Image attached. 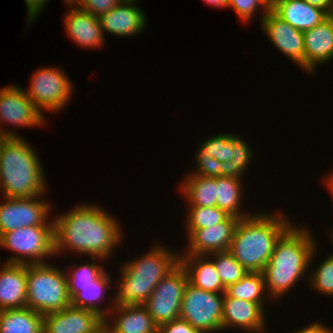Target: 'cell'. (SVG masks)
Segmentation results:
<instances>
[{
  "instance_id": "cell-1",
  "label": "cell",
  "mask_w": 333,
  "mask_h": 333,
  "mask_svg": "<svg viewBox=\"0 0 333 333\" xmlns=\"http://www.w3.org/2000/svg\"><path fill=\"white\" fill-rule=\"evenodd\" d=\"M53 220L57 256L71 252L110 260L124 240L119 220L97 204H77Z\"/></svg>"
},
{
  "instance_id": "cell-2",
  "label": "cell",
  "mask_w": 333,
  "mask_h": 333,
  "mask_svg": "<svg viewBox=\"0 0 333 333\" xmlns=\"http://www.w3.org/2000/svg\"><path fill=\"white\" fill-rule=\"evenodd\" d=\"M310 230L293 223L277 240L262 272L268 298L272 302L283 299L304 276L308 279V269L315 262L313 258L317 256L318 250V243Z\"/></svg>"
},
{
  "instance_id": "cell-3",
  "label": "cell",
  "mask_w": 333,
  "mask_h": 333,
  "mask_svg": "<svg viewBox=\"0 0 333 333\" xmlns=\"http://www.w3.org/2000/svg\"><path fill=\"white\" fill-rule=\"evenodd\" d=\"M280 212H255L237 223L228 251L247 272H263L277 240L295 222Z\"/></svg>"
},
{
  "instance_id": "cell-4",
  "label": "cell",
  "mask_w": 333,
  "mask_h": 333,
  "mask_svg": "<svg viewBox=\"0 0 333 333\" xmlns=\"http://www.w3.org/2000/svg\"><path fill=\"white\" fill-rule=\"evenodd\" d=\"M160 245L151 247L136 259L119 265L120 280L113 295V305H143L157 284L180 263V254Z\"/></svg>"
},
{
  "instance_id": "cell-5",
  "label": "cell",
  "mask_w": 333,
  "mask_h": 333,
  "mask_svg": "<svg viewBox=\"0 0 333 333\" xmlns=\"http://www.w3.org/2000/svg\"><path fill=\"white\" fill-rule=\"evenodd\" d=\"M41 158L25 138L7 137L0 149V190L2 197L44 196L48 182Z\"/></svg>"
},
{
  "instance_id": "cell-6",
  "label": "cell",
  "mask_w": 333,
  "mask_h": 333,
  "mask_svg": "<svg viewBox=\"0 0 333 333\" xmlns=\"http://www.w3.org/2000/svg\"><path fill=\"white\" fill-rule=\"evenodd\" d=\"M48 262L26 264V307L46 315L71 304L65 269Z\"/></svg>"
},
{
  "instance_id": "cell-7",
  "label": "cell",
  "mask_w": 333,
  "mask_h": 333,
  "mask_svg": "<svg viewBox=\"0 0 333 333\" xmlns=\"http://www.w3.org/2000/svg\"><path fill=\"white\" fill-rule=\"evenodd\" d=\"M0 247L15 254L8 257L6 263H46L50 257H55L54 226L22 227L4 233Z\"/></svg>"
},
{
  "instance_id": "cell-8",
  "label": "cell",
  "mask_w": 333,
  "mask_h": 333,
  "mask_svg": "<svg viewBox=\"0 0 333 333\" xmlns=\"http://www.w3.org/2000/svg\"><path fill=\"white\" fill-rule=\"evenodd\" d=\"M28 90L24 89L27 97L42 112L57 113L65 109L72 97L73 83L67 74L56 67H41L33 72Z\"/></svg>"
},
{
  "instance_id": "cell-9",
  "label": "cell",
  "mask_w": 333,
  "mask_h": 333,
  "mask_svg": "<svg viewBox=\"0 0 333 333\" xmlns=\"http://www.w3.org/2000/svg\"><path fill=\"white\" fill-rule=\"evenodd\" d=\"M224 293H213L187 283L180 307V318L201 333L222 331Z\"/></svg>"
},
{
  "instance_id": "cell-10",
  "label": "cell",
  "mask_w": 333,
  "mask_h": 333,
  "mask_svg": "<svg viewBox=\"0 0 333 333\" xmlns=\"http://www.w3.org/2000/svg\"><path fill=\"white\" fill-rule=\"evenodd\" d=\"M187 283V273L179 263L157 284L143 304L158 327L180 318L181 301Z\"/></svg>"
},
{
  "instance_id": "cell-11",
  "label": "cell",
  "mask_w": 333,
  "mask_h": 333,
  "mask_svg": "<svg viewBox=\"0 0 333 333\" xmlns=\"http://www.w3.org/2000/svg\"><path fill=\"white\" fill-rule=\"evenodd\" d=\"M41 197H3L4 202L0 204V237L22 227L54 226V220L50 216L53 205Z\"/></svg>"
},
{
  "instance_id": "cell-12",
  "label": "cell",
  "mask_w": 333,
  "mask_h": 333,
  "mask_svg": "<svg viewBox=\"0 0 333 333\" xmlns=\"http://www.w3.org/2000/svg\"><path fill=\"white\" fill-rule=\"evenodd\" d=\"M45 115L27 97L25 91L17 84L3 86L0 89V130L8 137H21L12 129L3 128L2 124L17 127H42ZM2 126V127H1Z\"/></svg>"
},
{
  "instance_id": "cell-13",
  "label": "cell",
  "mask_w": 333,
  "mask_h": 333,
  "mask_svg": "<svg viewBox=\"0 0 333 333\" xmlns=\"http://www.w3.org/2000/svg\"><path fill=\"white\" fill-rule=\"evenodd\" d=\"M270 43L305 71L304 32L292 27L271 9L260 22Z\"/></svg>"
},
{
  "instance_id": "cell-14",
  "label": "cell",
  "mask_w": 333,
  "mask_h": 333,
  "mask_svg": "<svg viewBox=\"0 0 333 333\" xmlns=\"http://www.w3.org/2000/svg\"><path fill=\"white\" fill-rule=\"evenodd\" d=\"M265 302H249L224 293L222 330L241 329L245 333H265ZM247 331V332H246Z\"/></svg>"
},
{
  "instance_id": "cell-15",
  "label": "cell",
  "mask_w": 333,
  "mask_h": 333,
  "mask_svg": "<svg viewBox=\"0 0 333 333\" xmlns=\"http://www.w3.org/2000/svg\"><path fill=\"white\" fill-rule=\"evenodd\" d=\"M239 218L229 215L224 221L208 228L194 230L188 237L185 251L180 256L209 255L228 251Z\"/></svg>"
},
{
  "instance_id": "cell-16",
  "label": "cell",
  "mask_w": 333,
  "mask_h": 333,
  "mask_svg": "<svg viewBox=\"0 0 333 333\" xmlns=\"http://www.w3.org/2000/svg\"><path fill=\"white\" fill-rule=\"evenodd\" d=\"M104 320L98 313L69 305L43 316V333H88Z\"/></svg>"
},
{
  "instance_id": "cell-17",
  "label": "cell",
  "mask_w": 333,
  "mask_h": 333,
  "mask_svg": "<svg viewBox=\"0 0 333 333\" xmlns=\"http://www.w3.org/2000/svg\"><path fill=\"white\" fill-rule=\"evenodd\" d=\"M68 10L63 19L66 35L81 48L99 49L104 46L106 38L99 18L79 7H69Z\"/></svg>"
},
{
  "instance_id": "cell-18",
  "label": "cell",
  "mask_w": 333,
  "mask_h": 333,
  "mask_svg": "<svg viewBox=\"0 0 333 333\" xmlns=\"http://www.w3.org/2000/svg\"><path fill=\"white\" fill-rule=\"evenodd\" d=\"M134 1H121L115 8L99 17L105 34L128 37L141 33L146 28L147 16Z\"/></svg>"
},
{
  "instance_id": "cell-19",
  "label": "cell",
  "mask_w": 333,
  "mask_h": 333,
  "mask_svg": "<svg viewBox=\"0 0 333 333\" xmlns=\"http://www.w3.org/2000/svg\"><path fill=\"white\" fill-rule=\"evenodd\" d=\"M305 72L313 74L320 64L333 59V22L327 17L320 24L304 31Z\"/></svg>"
},
{
  "instance_id": "cell-20",
  "label": "cell",
  "mask_w": 333,
  "mask_h": 333,
  "mask_svg": "<svg viewBox=\"0 0 333 333\" xmlns=\"http://www.w3.org/2000/svg\"><path fill=\"white\" fill-rule=\"evenodd\" d=\"M104 320L109 333H158V326L143 305L114 306Z\"/></svg>"
},
{
  "instance_id": "cell-21",
  "label": "cell",
  "mask_w": 333,
  "mask_h": 333,
  "mask_svg": "<svg viewBox=\"0 0 333 333\" xmlns=\"http://www.w3.org/2000/svg\"><path fill=\"white\" fill-rule=\"evenodd\" d=\"M26 264H0V311L26 307Z\"/></svg>"
},
{
  "instance_id": "cell-22",
  "label": "cell",
  "mask_w": 333,
  "mask_h": 333,
  "mask_svg": "<svg viewBox=\"0 0 333 333\" xmlns=\"http://www.w3.org/2000/svg\"><path fill=\"white\" fill-rule=\"evenodd\" d=\"M270 9L282 20L300 31H306L320 24L328 13L304 0H276Z\"/></svg>"
},
{
  "instance_id": "cell-23",
  "label": "cell",
  "mask_w": 333,
  "mask_h": 333,
  "mask_svg": "<svg viewBox=\"0 0 333 333\" xmlns=\"http://www.w3.org/2000/svg\"><path fill=\"white\" fill-rule=\"evenodd\" d=\"M111 277L109 272L105 270L95 281L91 282V285L68 286L71 305L94 311L105 318L114 307L113 301L105 306L100 304L105 299V295L111 286H114Z\"/></svg>"
},
{
  "instance_id": "cell-24",
  "label": "cell",
  "mask_w": 333,
  "mask_h": 333,
  "mask_svg": "<svg viewBox=\"0 0 333 333\" xmlns=\"http://www.w3.org/2000/svg\"><path fill=\"white\" fill-rule=\"evenodd\" d=\"M188 282L193 286L213 293H225L213 260L208 255L180 256Z\"/></svg>"
},
{
  "instance_id": "cell-25",
  "label": "cell",
  "mask_w": 333,
  "mask_h": 333,
  "mask_svg": "<svg viewBox=\"0 0 333 333\" xmlns=\"http://www.w3.org/2000/svg\"><path fill=\"white\" fill-rule=\"evenodd\" d=\"M180 193L188 206L214 207L217 201V178L188 174L182 179Z\"/></svg>"
},
{
  "instance_id": "cell-26",
  "label": "cell",
  "mask_w": 333,
  "mask_h": 333,
  "mask_svg": "<svg viewBox=\"0 0 333 333\" xmlns=\"http://www.w3.org/2000/svg\"><path fill=\"white\" fill-rule=\"evenodd\" d=\"M0 333H43V315L28 307L1 310Z\"/></svg>"
},
{
  "instance_id": "cell-27",
  "label": "cell",
  "mask_w": 333,
  "mask_h": 333,
  "mask_svg": "<svg viewBox=\"0 0 333 333\" xmlns=\"http://www.w3.org/2000/svg\"><path fill=\"white\" fill-rule=\"evenodd\" d=\"M242 180L235 177H217V201L216 206L224 210L228 215L239 219L249 217L247 211L241 209L244 186ZM243 211V212H242Z\"/></svg>"
},
{
  "instance_id": "cell-28",
  "label": "cell",
  "mask_w": 333,
  "mask_h": 333,
  "mask_svg": "<svg viewBox=\"0 0 333 333\" xmlns=\"http://www.w3.org/2000/svg\"><path fill=\"white\" fill-rule=\"evenodd\" d=\"M265 280L262 272H247L237 283L228 286L225 294L228 297L249 302H265Z\"/></svg>"
},
{
  "instance_id": "cell-29",
  "label": "cell",
  "mask_w": 333,
  "mask_h": 333,
  "mask_svg": "<svg viewBox=\"0 0 333 333\" xmlns=\"http://www.w3.org/2000/svg\"><path fill=\"white\" fill-rule=\"evenodd\" d=\"M194 157V164L196 165V168L195 170L193 169V171L189 172V174L211 178L226 176L243 180L242 178L245 172L237 165L230 163V161L220 162L217 159L207 155Z\"/></svg>"
},
{
  "instance_id": "cell-30",
  "label": "cell",
  "mask_w": 333,
  "mask_h": 333,
  "mask_svg": "<svg viewBox=\"0 0 333 333\" xmlns=\"http://www.w3.org/2000/svg\"><path fill=\"white\" fill-rule=\"evenodd\" d=\"M186 212V221L184 227L186 228L187 237L197 229L208 228L212 225L224 221L229 215L214 207H200V206H188Z\"/></svg>"
},
{
  "instance_id": "cell-31",
  "label": "cell",
  "mask_w": 333,
  "mask_h": 333,
  "mask_svg": "<svg viewBox=\"0 0 333 333\" xmlns=\"http://www.w3.org/2000/svg\"><path fill=\"white\" fill-rule=\"evenodd\" d=\"M214 262L217 273L225 288L237 283L247 273L246 269L229 251H221L208 255Z\"/></svg>"
},
{
  "instance_id": "cell-32",
  "label": "cell",
  "mask_w": 333,
  "mask_h": 333,
  "mask_svg": "<svg viewBox=\"0 0 333 333\" xmlns=\"http://www.w3.org/2000/svg\"><path fill=\"white\" fill-rule=\"evenodd\" d=\"M206 155L220 162L230 161L233 158V133H219L201 142L195 156Z\"/></svg>"
},
{
  "instance_id": "cell-33",
  "label": "cell",
  "mask_w": 333,
  "mask_h": 333,
  "mask_svg": "<svg viewBox=\"0 0 333 333\" xmlns=\"http://www.w3.org/2000/svg\"><path fill=\"white\" fill-rule=\"evenodd\" d=\"M103 261L99 257H91V261L74 265L65 271L67 277V286H87L95 281L106 269L104 265L97 264L96 260ZM68 271V272H67Z\"/></svg>"
},
{
  "instance_id": "cell-34",
  "label": "cell",
  "mask_w": 333,
  "mask_h": 333,
  "mask_svg": "<svg viewBox=\"0 0 333 333\" xmlns=\"http://www.w3.org/2000/svg\"><path fill=\"white\" fill-rule=\"evenodd\" d=\"M329 254L309 272L307 280L311 289L327 297L333 296V254Z\"/></svg>"
},
{
  "instance_id": "cell-35",
  "label": "cell",
  "mask_w": 333,
  "mask_h": 333,
  "mask_svg": "<svg viewBox=\"0 0 333 333\" xmlns=\"http://www.w3.org/2000/svg\"><path fill=\"white\" fill-rule=\"evenodd\" d=\"M229 8L235 11L238 19L247 24L254 18L253 16H255L259 9H261L262 14L261 17H259V21L261 22L263 17L270 10V5L266 0H228L227 9Z\"/></svg>"
},
{
  "instance_id": "cell-36",
  "label": "cell",
  "mask_w": 333,
  "mask_h": 333,
  "mask_svg": "<svg viewBox=\"0 0 333 333\" xmlns=\"http://www.w3.org/2000/svg\"><path fill=\"white\" fill-rule=\"evenodd\" d=\"M241 136L233 134V158L230 163L240 167L245 173L254 159V151Z\"/></svg>"
},
{
  "instance_id": "cell-37",
  "label": "cell",
  "mask_w": 333,
  "mask_h": 333,
  "mask_svg": "<svg viewBox=\"0 0 333 333\" xmlns=\"http://www.w3.org/2000/svg\"><path fill=\"white\" fill-rule=\"evenodd\" d=\"M121 1L122 0H83L79 8L99 18L102 14L115 8Z\"/></svg>"
},
{
  "instance_id": "cell-38",
  "label": "cell",
  "mask_w": 333,
  "mask_h": 333,
  "mask_svg": "<svg viewBox=\"0 0 333 333\" xmlns=\"http://www.w3.org/2000/svg\"><path fill=\"white\" fill-rule=\"evenodd\" d=\"M158 333H201L187 321L179 318L158 327Z\"/></svg>"
},
{
  "instance_id": "cell-39",
  "label": "cell",
  "mask_w": 333,
  "mask_h": 333,
  "mask_svg": "<svg viewBox=\"0 0 333 333\" xmlns=\"http://www.w3.org/2000/svg\"><path fill=\"white\" fill-rule=\"evenodd\" d=\"M24 2L28 14V27V25H31L33 21H36V18L41 14L42 10L44 11V8L46 7V4H48L47 2H49V0H24Z\"/></svg>"
},
{
  "instance_id": "cell-40",
  "label": "cell",
  "mask_w": 333,
  "mask_h": 333,
  "mask_svg": "<svg viewBox=\"0 0 333 333\" xmlns=\"http://www.w3.org/2000/svg\"><path fill=\"white\" fill-rule=\"evenodd\" d=\"M293 333H333V329H330L327 325H324L319 321H315L310 325L304 326V328L302 327L301 329L294 331Z\"/></svg>"
},
{
  "instance_id": "cell-41",
  "label": "cell",
  "mask_w": 333,
  "mask_h": 333,
  "mask_svg": "<svg viewBox=\"0 0 333 333\" xmlns=\"http://www.w3.org/2000/svg\"><path fill=\"white\" fill-rule=\"evenodd\" d=\"M310 5L320 7L324 9L327 13L330 11V8L332 6L330 0H304Z\"/></svg>"
},
{
  "instance_id": "cell-42",
  "label": "cell",
  "mask_w": 333,
  "mask_h": 333,
  "mask_svg": "<svg viewBox=\"0 0 333 333\" xmlns=\"http://www.w3.org/2000/svg\"><path fill=\"white\" fill-rule=\"evenodd\" d=\"M204 2H206L208 6L211 5L215 8L218 7V8L227 9L228 0H204Z\"/></svg>"
},
{
  "instance_id": "cell-43",
  "label": "cell",
  "mask_w": 333,
  "mask_h": 333,
  "mask_svg": "<svg viewBox=\"0 0 333 333\" xmlns=\"http://www.w3.org/2000/svg\"><path fill=\"white\" fill-rule=\"evenodd\" d=\"M330 174L328 173V175H324V178H323V182L324 184L326 185V187L328 188V190L330 191V194L333 198V171H329Z\"/></svg>"
},
{
  "instance_id": "cell-44",
  "label": "cell",
  "mask_w": 333,
  "mask_h": 333,
  "mask_svg": "<svg viewBox=\"0 0 333 333\" xmlns=\"http://www.w3.org/2000/svg\"><path fill=\"white\" fill-rule=\"evenodd\" d=\"M88 333H109V328L105 320H103L95 329Z\"/></svg>"
},
{
  "instance_id": "cell-45",
  "label": "cell",
  "mask_w": 333,
  "mask_h": 333,
  "mask_svg": "<svg viewBox=\"0 0 333 333\" xmlns=\"http://www.w3.org/2000/svg\"><path fill=\"white\" fill-rule=\"evenodd\" d=\"M68 7H79L83 0H64Z\"/></svg>"
},
{
  "instance_id": "cell-46",
  "label": "cell",
  "mask_w": 333,
  "mask_h": 333,
  "mask_svg": "<svg viewBox=\"0 0 333 333\" xmlns=\"http://www.w3.org/2000/svg\"><path fill=\"white\" fill-rule=\"evenodd\" d=\"M7 135H5L1 130H0V149L3 144V142L7 139Z\"/></svg>"
},
{
  "instance_id": "cell-47",
  "label": "cell",
  "mask_w": 333,
  "mask_h": 333,
  "mask_svg": "<svg viewBox=\"0 0 333 333\" xmlns=\"http://www.w3.org/2000/svg\"><path fill=\"white\" fill-rule=\"evenodd\" d=\"M328 17L331 19V21L333 22V5L330 8V11L328 12Z\"/></svg>"
},
{
  "instance_id": "cell-48",
  "label": "cell",
  "mask_w": 333,
  "mask_h": 333,
  "mask_svg": "<svg viewBox=\"0 0 333 333\" xmlns=\"http://www.w3.org/2000/svg\"><path fill=\"white\" fill-rule=\"evenodd\" d=\"M331 228H332V229H331ZM331 228H330L331 231L328 232V233L330 234L328 237L330 238L329 240L332 242L331 245H333V227H331ZM332 254H333V252H332Z\"/></svg>"
},
{
  "instance_id": "cell-49",
  "label": "cell",
  "mask_w": 333,
  "mask_h": 333,
  "mask_svg": "<svg viewBox=\"0 0 333 333\" xmlns=\"http://www.w3.org/2000/svg\"><path fill=\"white\" fill-rule=\"evenodd\" d=\"M276 0H266V2L271 6Z\"/></svg>"
},
{
  "instance_id": "cell-50",
  "label": "cell",
  "mask_w": 333,
  "mask_h": 333,
  "mask_svg": "<svg viewBox=\"0 0 333 333\" xmlns=\"http://www.w3.org/2000/svg\"><path fill=\"white\" fill-rule=\"evenodd\" d=\"M123 1H134V2H137L138 0H123Z\"/></svg>"
}]
</instances>
